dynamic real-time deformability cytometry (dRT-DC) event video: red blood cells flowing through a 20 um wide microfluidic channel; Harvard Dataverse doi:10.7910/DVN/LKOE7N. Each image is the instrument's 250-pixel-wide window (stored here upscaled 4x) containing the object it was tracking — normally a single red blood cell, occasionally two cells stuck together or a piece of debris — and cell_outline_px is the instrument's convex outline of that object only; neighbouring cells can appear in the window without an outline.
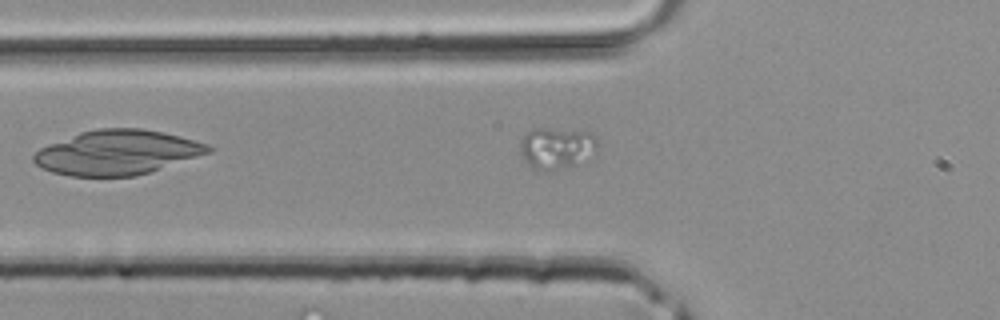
{"species": "common noctule bat (a hibernating species)", "species_latin": "Nyctalus noctula", "temperature_condition": "room temperature", "stored_images_in_passage": 15, "camera_frame_rate_fps": 3000, "um_per_image_px": 0.085, "animal": {"sex": "male", "body_mass_g": 20.4}, "frame": {"image": 1, "passage_image": 15, "time_ms": 4.667, "image_size_px": [1000, 320], "cell_outline_px": [[596, 152], [572, 164], [556, 168], [532, 168], [524, 160], [520, 152], [520, 140], [532, 128], [548, 128], [592, 132], [596, 136]], "centroid_in_image_um": [47.28, 12.51], "position_along_channel_um": 78.5, "area_um2": 18.09}}